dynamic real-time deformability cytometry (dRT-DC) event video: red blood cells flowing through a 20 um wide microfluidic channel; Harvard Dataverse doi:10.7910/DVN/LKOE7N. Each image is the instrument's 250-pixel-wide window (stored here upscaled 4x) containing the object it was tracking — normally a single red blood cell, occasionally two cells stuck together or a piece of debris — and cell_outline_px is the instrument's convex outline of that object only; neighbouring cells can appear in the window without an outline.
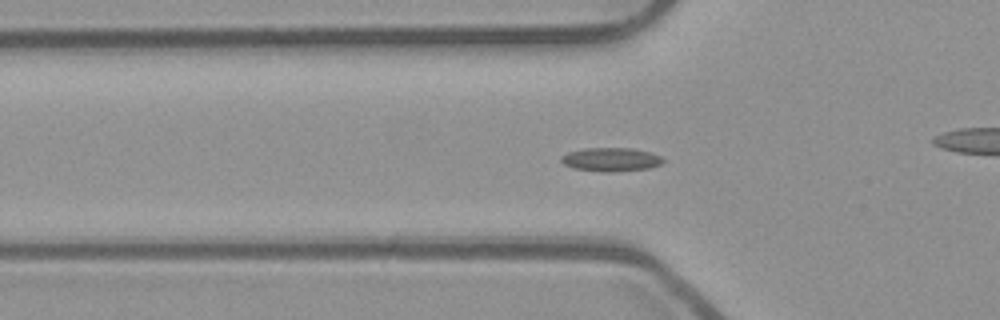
{"species": "common noctule bat (a hibernating species)", "species_latin": "Nyctalus noctula", "temperature_condition": "room temperature", "stored_images_in_passage": 41, "camera_frame_rate_fps": 3000, "um_per_image_px": 0.085, "animal": {"sex": "male", "body_mass_g": 23.1, "forearm_length_mm": 52.7}, "frame": {"image": 1, "passage_image": 5, "time_ms": 1.333, "image_size_px": [1000, 320], "cell_outline_px": [[664, 164], [652, 168], [612, 172], [600, 172], [572, 168], [564, 164], [560, 160], [560, 156], [568, 152], [584, 148], [632, 148], [652, 152], [660, 156], [664, 160]], "centroid_in_image_um": [51.95, 13.56], "position_along_channel_um": 73.8, "area_um2": 14.39}}
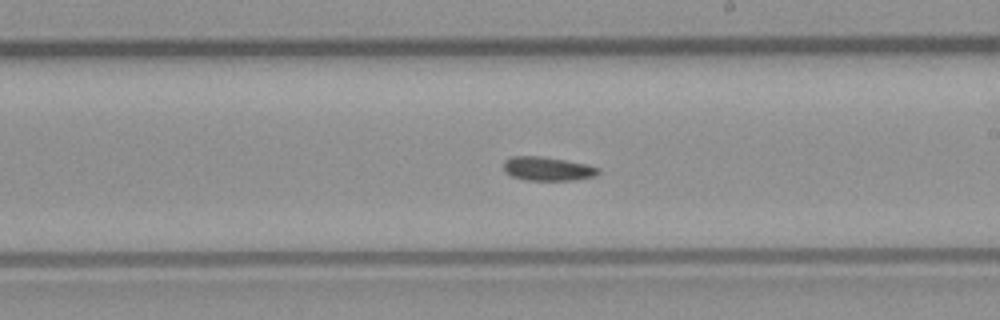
{"frame": {"image": 2, "passage_image": 18, "time_ms": 5.667, "image_size_px": [1000, 320], "cell_outline_px": [[600, 172], [596, 176], [572, 180], [524, 180], [512, 176], [504, 172], [504, 160], [512, 156], [540, 156], [588, 164], [600, 168]], "centroid_in_image_um": [46.55, 14.34], "position_along_channel_um": 242.5, "area_um2": 13.24}}
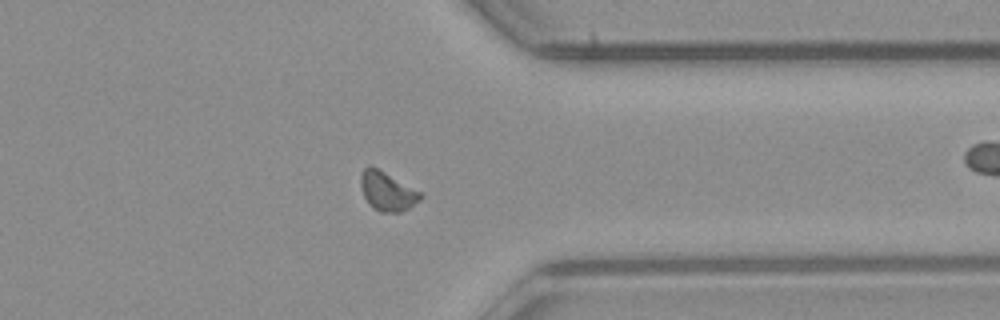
{"frame": {"image": 3, "passage_image": 29, "time_ms": 9.333, "image_size_px": [1000, 320], "cell_outline_px": [[424, 196], [420, 200], [408, 208], [400, 212], [380, 212], [372, 208], [368, 204], [364, 196], [360, 184], [360, 176], [364, 168], [376, 168], [384, 172], [420, 192]], "centroid_in_image_um": [32.9, 16.3], "position_along_channel_um": 378.5, "area_um2": 13.24}}